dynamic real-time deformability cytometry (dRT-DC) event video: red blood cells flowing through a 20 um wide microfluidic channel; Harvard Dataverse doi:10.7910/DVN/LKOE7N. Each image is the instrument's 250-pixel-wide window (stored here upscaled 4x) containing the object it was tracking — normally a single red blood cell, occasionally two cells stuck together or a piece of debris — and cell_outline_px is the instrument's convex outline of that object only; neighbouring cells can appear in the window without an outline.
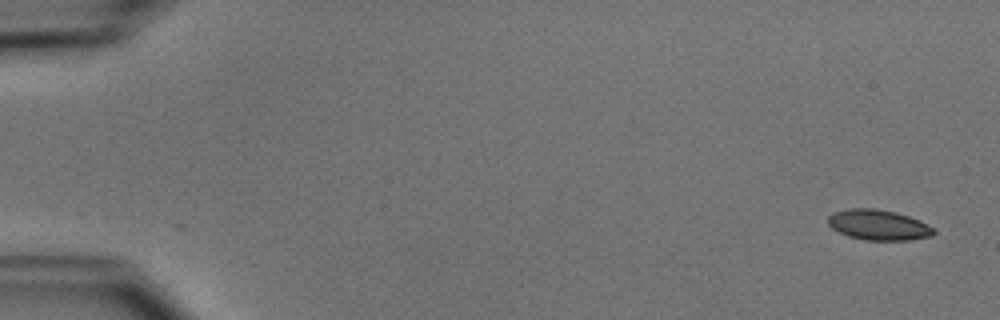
{"species": "common noctule bat (a hibernating species)", "species_latin": "Nyctalus noctula", "temperature_condition": "cold", "stored_images_in_passage": 15, "camera_frame_rate_fps": 3000, "um_per_image_px": 0.085, "animal": {"sex": "male", "body_mass_g": 15.6}, "frame": {"image": 1, "passage_image": 1, "time_ms": 0.0, "image_size_px": [1000, 320], "cell_outline_px": [[936, 232], [932, 236], [908, 240], [864, 240], [848, 236], [832, 228], [828, 224], [828, 216], [832, 212], [848, 208], [876, 208], [896, 212], [908, 216], [932, 228]], "centroid_in_image_um": [74.61, 19.11], "position_along_channel_um": 10.4, "area_um2": 18.61}}
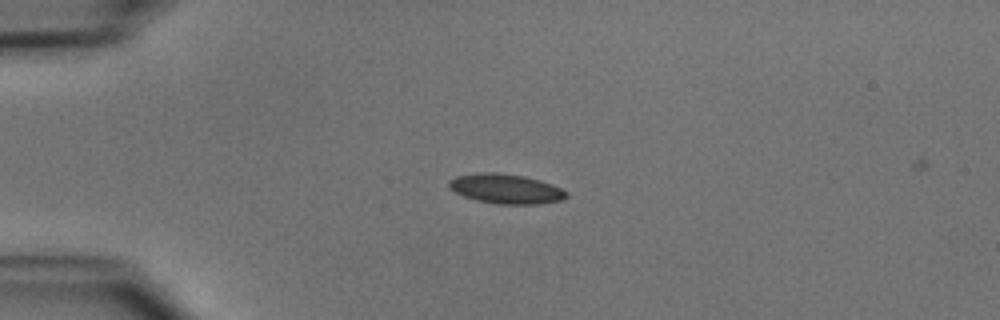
{"frame": {"image": 2, "passage_image": 12, "time_ms": 3.667, "image_size_px": [1000, 320], "cell_outline_px": [[568, 196], [560, 200], [536, 204], [496, 204], [476, 200], [464, 196], [448, 188], [448, 180], [456, 176], [480, 172], [496, 172], [524, 176], [540, 180], [552, 184], [568, 192]], "centroid_in_image_um": [42.97, 16.04], "position_along_channel_um": 42.0, "area_um2": 20.35}}